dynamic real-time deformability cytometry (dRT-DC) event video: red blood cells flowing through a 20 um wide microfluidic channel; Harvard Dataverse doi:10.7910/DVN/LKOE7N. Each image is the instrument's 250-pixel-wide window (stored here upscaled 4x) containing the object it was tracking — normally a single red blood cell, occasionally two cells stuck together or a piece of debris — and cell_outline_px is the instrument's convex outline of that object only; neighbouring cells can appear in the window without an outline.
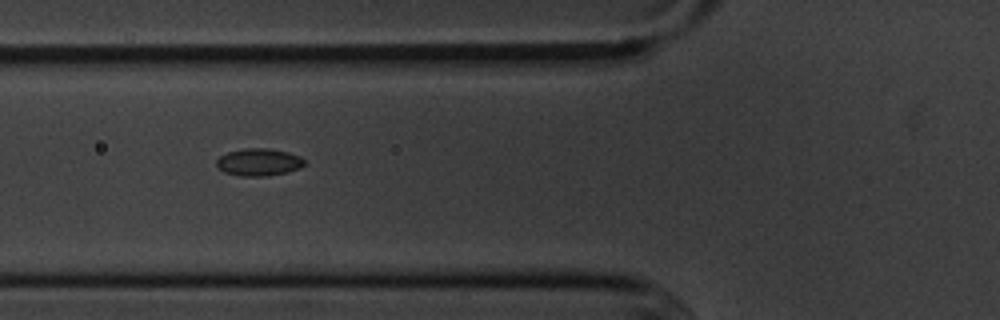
{"species": "common noctule bat (a hibernating species)", "species_latin": "Nyctalus noctula", "temperature_condition": "cold", "stored_images_in_passage": 10, "camera_frame_rate_fps": 3000, "um_per_image_px": 0.085, "animal": {"sex": "male", "body_mass_g": 20.1, "forearm_length_mm": 53.5}, "frame": {"image": 1, "passage_image": 5, "time_ms": 5.667, "image_size_px": [1000, 320], "cell_outline_px": [[304, 164], [300, 168], [288, 172], [268, 176], [240, 176], [224, 172], [216, 164], [216, 160], [220, 156], [228, 152], [244, 148], [268, 148], [288, 152], [300, 156], [304, 160]], "centroid_in_image_um": [22.0, 13.78], "position_along_channel_um": 103.8, "area_um2": 14.05}}
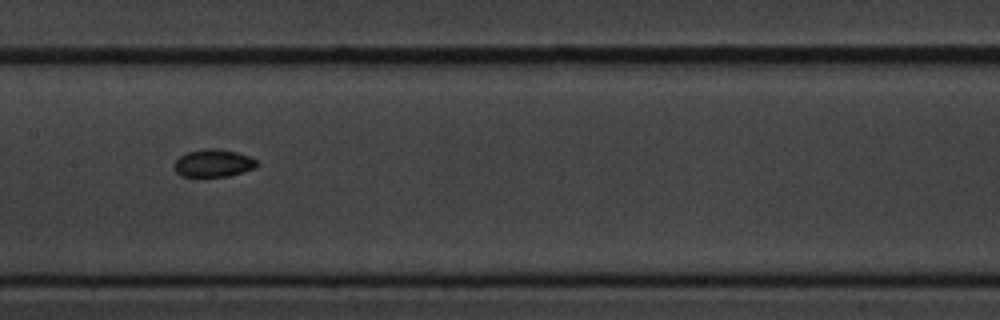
{"frame": {"image": 2, "passage_image": 7, "time_ms": 8.0, "image_size_px": [1000, 320], "cell_outline_px": [[260, 164], [256, 168], [228, 176], [180, 176], [176, 172], [172, 164], [180, 156], [188, 152], [204, 148], [216, 148], [236, 152], [248, 156], [256, 160]], "centroid_in_image_um": [18.13, 13.86], "position_along_channel_um": 189.3, "area_um2": 13.35}}
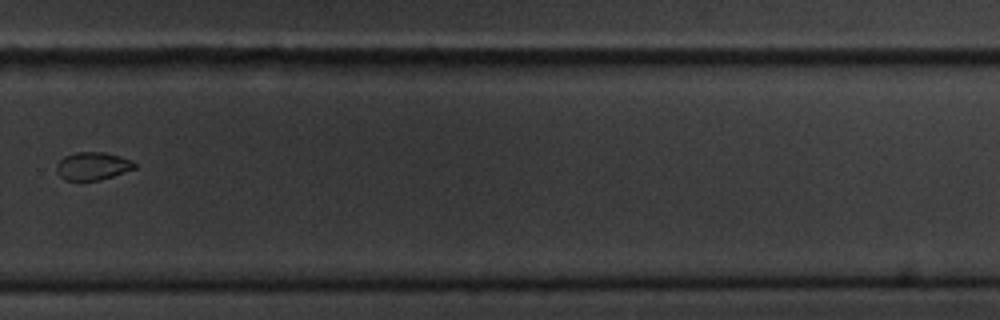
{"frame": {"image": 3, "passage_image": 10, "time_ms": 11.667, "image_size_px": [1000, 320], "cell_outline_px": [[136, 168], [100, 180], [64, 180], [60, 176], [56, 168], [56, 164], [64, 156], [76, 152], [104, 152], [120, 156], [132, 160], [136, 164]], "centroid_in_image_um": [7.88, 14.11], "position_along_channel_um": 321.9, "area_um2": 12.66}}